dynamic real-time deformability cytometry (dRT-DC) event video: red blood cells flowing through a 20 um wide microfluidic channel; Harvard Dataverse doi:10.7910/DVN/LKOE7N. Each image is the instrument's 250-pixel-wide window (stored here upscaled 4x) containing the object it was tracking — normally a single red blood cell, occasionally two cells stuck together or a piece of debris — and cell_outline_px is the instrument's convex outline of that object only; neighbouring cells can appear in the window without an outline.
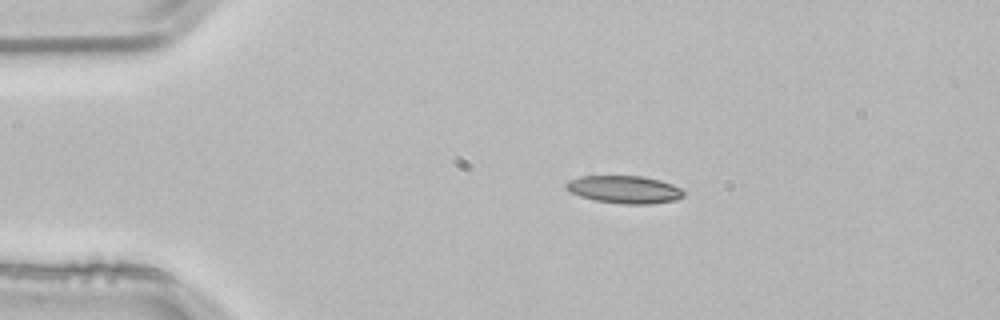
{"species": "common noctule bat (a hibernating species)", "species_latin": "Nyctalus noctula", "temperature_condition": "room temperature", "stored_images_in_passage": 44, "camera_frame_rate_fps": 3000, "um_per_image_px": 0.085, "animal": {"sex": "male", "body_mass_g": 21.5, "forearm_length_mm": 52.0}, "frame": {"image": 1, "passage_image": 1, "time_ms": 0.0, "image_size_px": [1000, 320], "cell_outline_px": [[684, 196], [676, 200], [652, 204], [624, 204], [592, 200], [580, 196], [572, 192], [564, 184], [568, 180], [580, 176], [644, 176], [660, 180], [672, 184], [680, 188], [684, 192]], "centroid_in_image_um": [53.09, 16.11], "position_along_channel_um": 31.9, "area_um2": 19.02}}
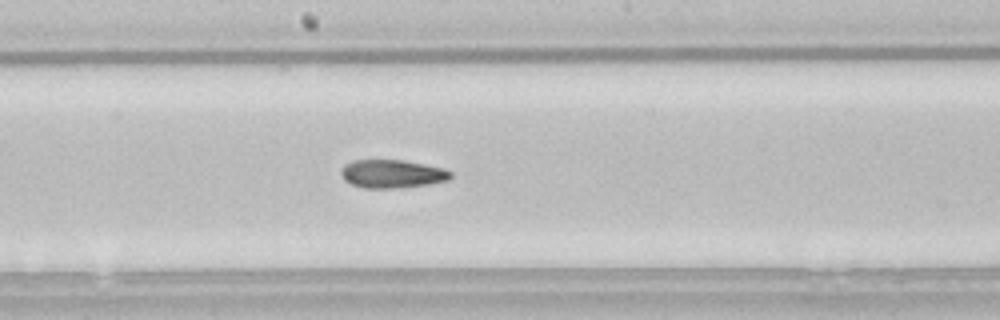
{"frame": {"image": 2, "passage_image": 19, "time_ms": 6.0, "image_size_px": [1000, 320], "cell_outline_px": [[452, 176], [448, 180], [428, 184], [396, 188], [364, 188], [352, 184], [344, 180], [340, 176], [340, 172], [344, 164], [352, 160], [404, 160], [444, 168], [452, 172]], "centroid_in_image_um": [33.31, 14.77], "position_along_channel_um": 214.9, "area_um2": 18.15}}
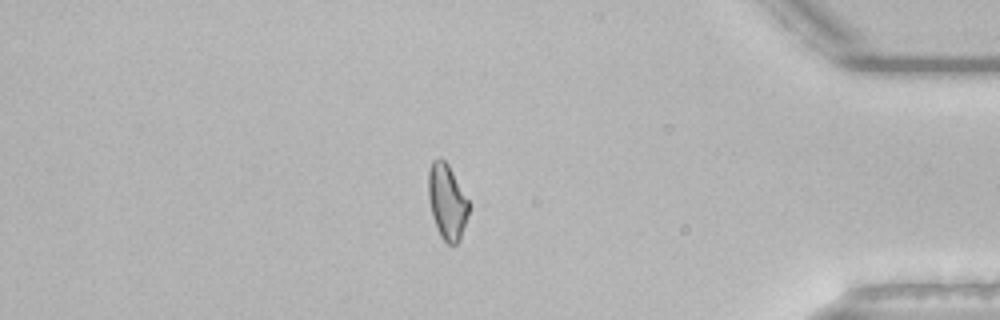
{"frame": {"image": 3, "passage_image": 36, "time_ms": 11.667, "image_size_px": [1000, 320], "cell_outline_px": [[472, 204], [460, 240], [456, 244], [448, 244], [440, 236], [432, 216], [428, 200], [428, 172], [432, 160], [444, 160], [448, 164]], "centroid_in_image_um": [38.02, 17.16], "position_along_channel_um": 397.2, "area_um2": 18.03}, "authors_computed_cell_mechanics": {"area_um2": 18.2648, "velocity_mm_per_s": 3.8363, "shape_relaxation_time_tau1_ms": null, "shape_relaxation_time_tau2_ms": 5.3203, "deformation_change_tau1": null, "deformation_change_tau2": 0.1387}}